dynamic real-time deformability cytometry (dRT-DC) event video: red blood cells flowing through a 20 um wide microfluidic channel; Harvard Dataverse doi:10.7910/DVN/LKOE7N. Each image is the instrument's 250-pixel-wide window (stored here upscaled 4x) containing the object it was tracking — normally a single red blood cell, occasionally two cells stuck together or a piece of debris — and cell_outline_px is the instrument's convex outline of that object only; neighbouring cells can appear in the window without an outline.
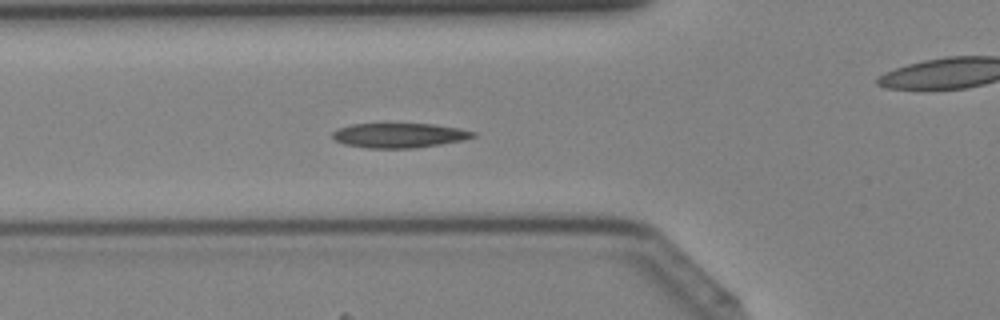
{"species": "Egyptian fruit bat (a non-hibernating species)", "species_latin": "Rousettus aegyptiacus", "temperature_condition": "cold", "stored_images_in_passage": 37, "camera_frame_rate_fps": 3000, "um_per_image_px": 0.085, "animal": {"sex": "female"}, "frame": {"image": 1, "passage_image": 9, "time_ms": 2.667, "image_size_px": [1000, 320], "cell_outline_px": [[476, 136], [464, 140], [440, 144], [412, 148], [368, 148], [344, 144], [336, 140], [332, 136], [332, 132], [336, 128], [352, 124], [432, 124], [456, 128], [476, 132]], "centroid_in_image_um": [33.91, 11.51], "position_along_channel_um": 91.9, "area_um2": 20.06}}
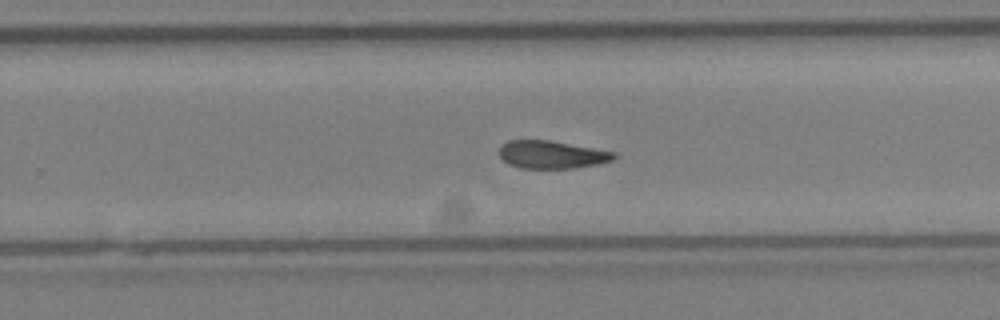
{"frame": {"image": 2, "passage_image": 21, "time_ms": 6.667, "image_size_px": [1000, 320], "cell_outline_px": [[616, 156], [612, 160], [596, 164], [572, 168], [520, 168], [508, 164], [500, 156], [500, 148], [508, 140], [548, 140], [616, 152]], "centroid_in_image_um": [46.89, 13.14], "position_along_channel_um": 282.9, "area_um2": 18.32}}
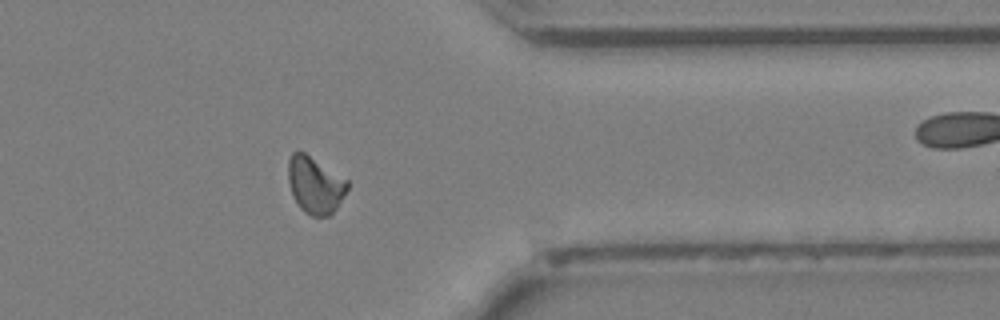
{"frame": {"image": 3, "passage_image": 28, "time_ms": 9.0, "image_size_px": [1000, 320], "cell_outline_px": [[348, 188], [336, 208], [328, 216], [312, 216], [304, 212], [300, 208], [292, 196], [288, 180], [288, 160], [292, 152], [304, 152], [348, 180]], "centroid_in_image_um": [26.76, 15.73], "position_along_channel_um": 384.6, "area_um2": 19.48}}